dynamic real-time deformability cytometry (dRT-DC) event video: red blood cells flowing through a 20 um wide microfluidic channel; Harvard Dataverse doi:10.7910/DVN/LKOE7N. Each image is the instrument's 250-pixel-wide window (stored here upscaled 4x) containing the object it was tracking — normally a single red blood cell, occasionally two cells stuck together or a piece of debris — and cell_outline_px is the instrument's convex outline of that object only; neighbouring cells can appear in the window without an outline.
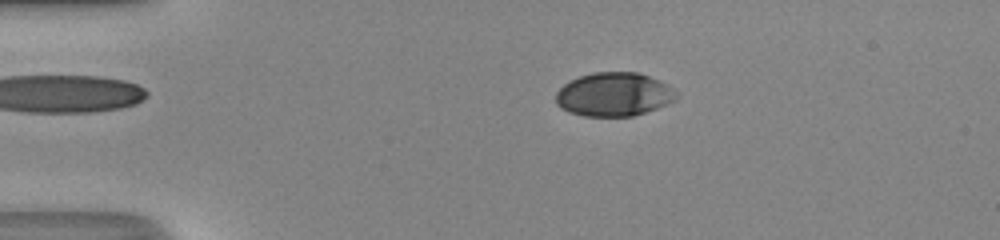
{"species": "human", "species_latin": "Homo sapiens", "temperature_condition": "room temperature", "stored_images_in_passage": 42, "camera_frame_rate_fps": 3000, "um_per_image_px": 0.085, "donor": {"sex": "male"}, "frame": {"image": 1, "passage_image": 4, "time_ms": 1.0, "image_size_px": [1000, 240], "cell_outline_px": [[676, 100], [668, 104], [632, 116], [584, 116], [568, 112], [560, 108], [556, 104], [556, 92], [564, 84], [580, 76], [592, 72], [636, 72], [660, 80], [668, 84], [676, 92]], "centroid_in_image_um": [52.17, 8.02], "position_along_channel_um": 32.8, "area_um2": 30.69}}
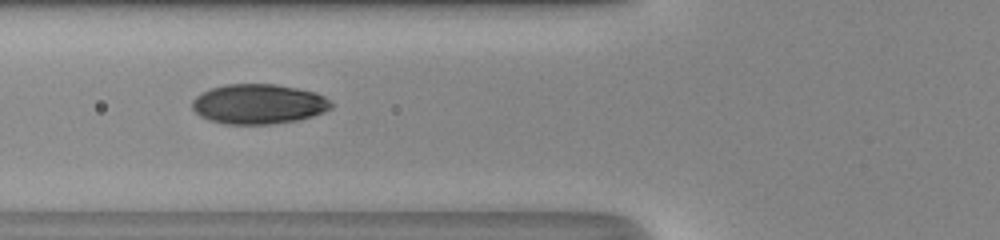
{"frame": {"image": 2, "passage_image": 13, "time_ms": 4.0, "image_size_px": [1000, 240], "cell_outline_px": [[332, 108], [324, 112], [312, 116], [296, 120], [272, 124], [224, 124], [208, 120], [200, 116], [192, 108], [192, 100], [196, 96], [212, 88], [224, 84], [276, 84], [316, 92], [324, 96], [332, 104]], "centroid_in_image_um": [21.97, 8.84], "position_along_channel_um": 103.8, "area_um2": 32.31}}
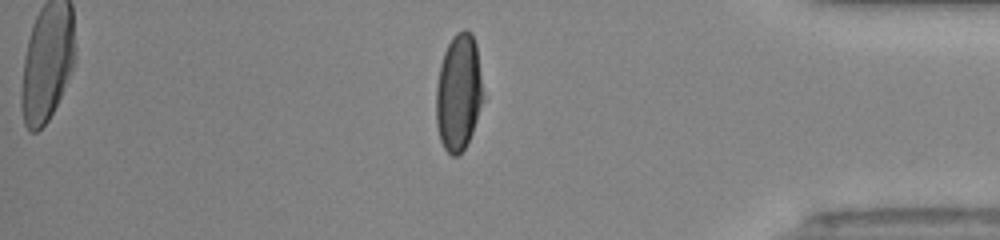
{"frame": {"image": 3, "passage_image": 35, "time_ms": 11.333, "image_size_px": [1000, 240], "cell_outline_px": [[480, 104], [476, 120], [472, 132], [464, 148], [456, 156], [452, 156], [444, 148], [440, 140], [436, 124], [436, 88], [440, 64], [444, 52], [452, 36], [456, 32], [464, 28], [472, 32], [476, 44], [480, 76]], "centroid_in_image_um": [38.93, 7.83], "position_along_channel_um": 396.3, "area_um2": 31.33}, "authors_computed_cell_mechanics": {"area_um2": 32.2524, "velocity_mm_per_s": 4.3575, "shape_relaxation_time_tau1_ms": 4.5539, "shape_relaxation_time_tau2_ms": 0.6009, "deformation_change_tau1": 0.2055, "deformation_change_tau2": 0.0443}}